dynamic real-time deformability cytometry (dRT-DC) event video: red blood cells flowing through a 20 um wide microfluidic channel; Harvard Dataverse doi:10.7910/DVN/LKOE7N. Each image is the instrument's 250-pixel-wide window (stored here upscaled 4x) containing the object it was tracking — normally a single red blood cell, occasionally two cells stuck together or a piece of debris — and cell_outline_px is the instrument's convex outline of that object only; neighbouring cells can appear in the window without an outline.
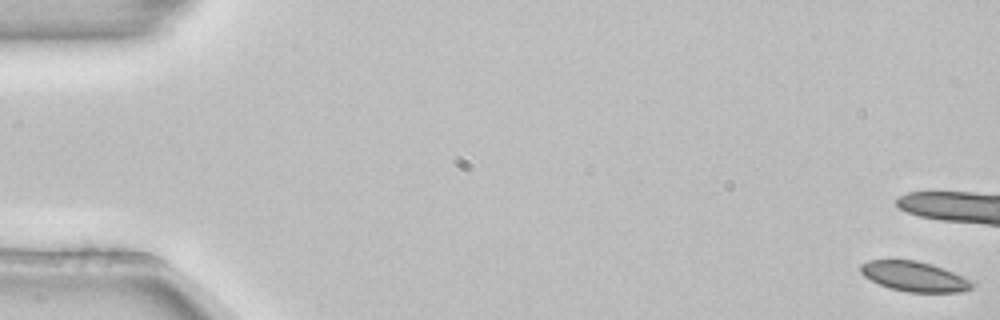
{"species": "common noctule bat (a hibernating species)", "species_latin": "Nyctalus noctula", "temperature_condition": "room temperature", "stored_images_in_passage": 5, "camera_frame_rate_fps": 3000, "um_per_image_px": 0.085, "animal": {"sex": "female", "body_mass_g": 22.7, "forearm_length_mm": 54.2}, "frame": {"image": 1, "passage_image": 1, "time_ms": 0.0, "image_size_px": [1000, 320], "cell_outline_px": [[972, 288], [960, 292], [908, 292], [888, 288], [864, 276], [860, 272], [860, 264], [868, 260], [916, 260], [932, 264], [952, 272], [968, 280], [972, 284]], "centroid_in_image_um": [77.65, 23.49], "position_along_channel_um": 7.3, "area_um2": 19.19}}